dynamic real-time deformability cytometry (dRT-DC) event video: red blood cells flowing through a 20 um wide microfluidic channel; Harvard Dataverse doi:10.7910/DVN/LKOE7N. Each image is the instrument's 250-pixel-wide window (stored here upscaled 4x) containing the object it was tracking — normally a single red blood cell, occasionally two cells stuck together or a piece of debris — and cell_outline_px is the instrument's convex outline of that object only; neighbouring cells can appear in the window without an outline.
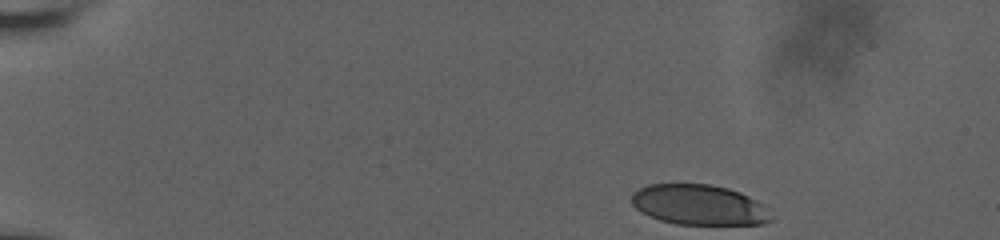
{"species": "human", "species_latin": "Homo sapiens", "temperature_condition": "room temperature", "stored_images_in_passage": 42, "camera_frame_rate_fps": 3000, "um_per_image_px": 0.085, "donor": {"sex": "male"}, "frame": {"image": 1, "passage_image": 1, "time_ms": 0.0, "image_size_px": [1000, 240], "cell_outline_px": [[772, 220], [764, 224], [676, 224], [660, 220], [640, 212], [632, 204], [632, 192], [648, 184], [708, 184], [728, 188], [740, 192], [764, 204], [768, 208]], "centroid_in_image_um": [59.43, 17.41], "position_along_channel_um": 25.6, "area_um2": 32.83}}
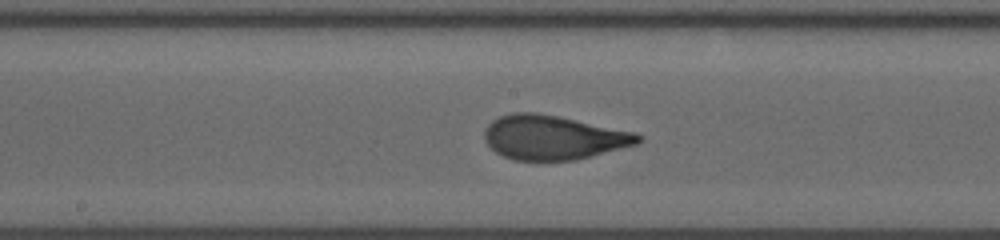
{"frame": {"image": 2, "passage_image": 24, "time_ms": 7.667, "image_size_px": [1000, 240], "cell_outline_px": [[644, 136], [636, 144], [576, 160], [512, 160], [496, 152], [484, 140], [484, 128], [492, 120], [500, 116], [512, 112], [536, 112], [636, 132]], "centroid_in_image_um": [47.0, 11.68], "position_along_channel_um": 201.2, "area_um2": 39.48}}
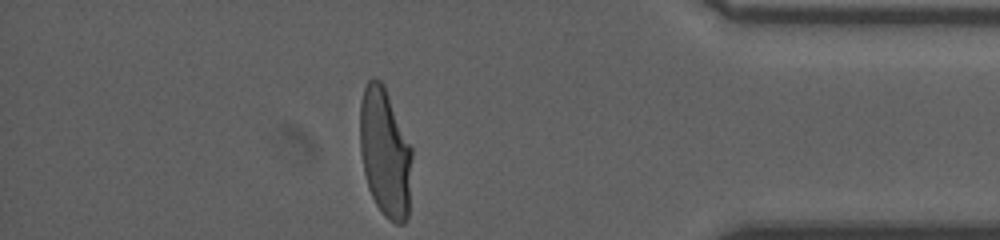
{"frame": {"image": 3, "passage_image": 42, "time_ms": 13.667, "image_size_px": [1000, 240], "cell_outline_px": [[412, 156], [408, 216], [404, 224], [396, 224], [388, 220], [384, 216], [376, 204], [368, 188], [364, 172], [360, 152], [360, 100], [364, 88], [368, 80], [372, 76], [376, 76], [384, 84], [412, 148]], "centroid_in_image_um": [32.72, 12.95], "position_along_channel_um": 402.5, "area_um2": 39.48}, "authors_computed_cell_mechanics": {"area_um2": 38.7838, "velocity_mm_per_s": 3.8313, "shape_relaxation_time_tau1_ms": 5.0085, "shape_relaxation_time_tau2_ms": null, "deformation_change_tau1": 0.2137, "deformation_change_tau2": null}}